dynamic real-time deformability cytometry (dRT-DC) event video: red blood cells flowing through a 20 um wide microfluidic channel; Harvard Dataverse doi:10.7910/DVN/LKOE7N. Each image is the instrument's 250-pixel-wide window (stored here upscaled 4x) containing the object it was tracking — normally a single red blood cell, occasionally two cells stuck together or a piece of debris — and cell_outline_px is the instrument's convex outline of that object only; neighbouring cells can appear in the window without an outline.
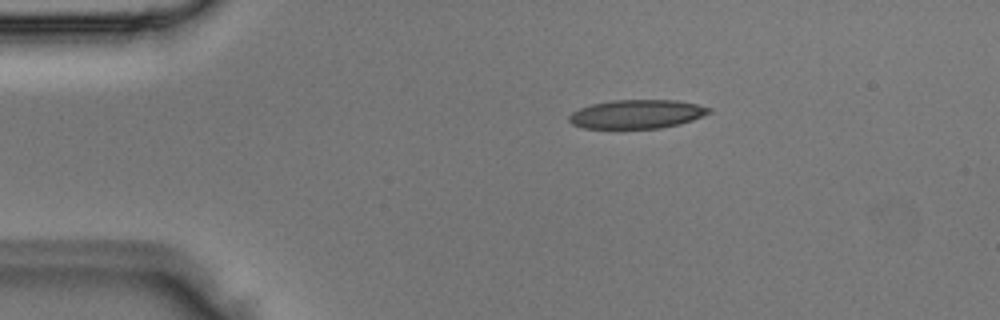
{"species": "Egyptian fruit bat (a non-hibernating species)", "species_latin": "Rousettus aegyptiacus", "temperature_condition": "room temperature", "stored_images_in_passage": 2, "camera_frame_rate_fps": 3000, "um_per_image_px": 0.085, "animal": {"sex": "male"}, "frame": {"image": 1, "passage_image": 1, "time_ms": 0.0, "image_size_px": [1000, 320], "cell_outline_px": [[712, 112], [692, 120], [680, 124], [660, 128], [584, 128], [572, 124], [568, 120], [568, 116], [572, 112], [580, 108], [592, 104], [612, 100], [676, 100], [696, 104], [712, 108]], "centroid_in_image_um": [54.13, 9.7], "position_along_channel_um": 30.9, "area_um2": 23.47}}